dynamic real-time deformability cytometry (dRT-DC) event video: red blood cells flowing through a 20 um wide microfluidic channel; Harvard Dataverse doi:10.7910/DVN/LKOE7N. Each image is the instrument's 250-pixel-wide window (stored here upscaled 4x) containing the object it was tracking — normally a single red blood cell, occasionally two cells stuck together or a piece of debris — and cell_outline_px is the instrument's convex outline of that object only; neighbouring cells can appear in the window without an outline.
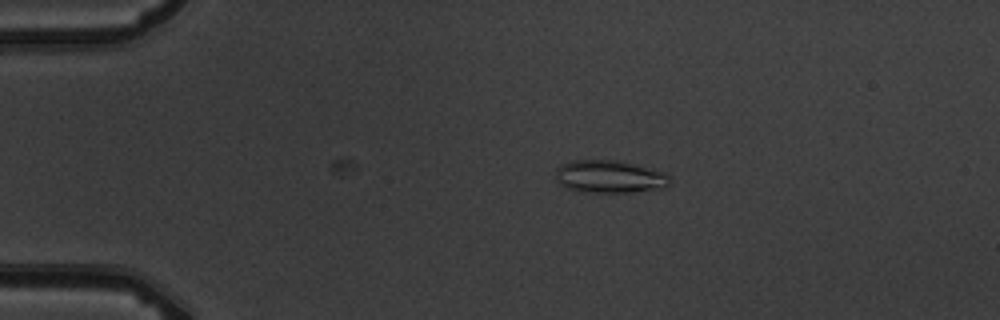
{"species": "common noctule bat (a hibernating species)", "species_latin": "Nyctalus noctula", "temperature_condition": "warm", "stored_images_in_passage": 7, "camera_frame_rate_fps": 3000, "um_per_image_px": 0.085, "animal": {"sex": "male", "body_mass_g": 19.5, "forearm_length_mm": 54.6}, "frame": {"image": 1, "passage_image": 3, "time_ms": 3.333, "image_size_px": [1000, 320], "cell_outline_px": [[672, 176], [668, 184], [664, 188], [632, 192], [580, 192], [568, 188], [560, 184], [556, 180], [556, 168], [560, 164], [572, 160], [620, 160], [668, 172]], "centroid_in_image_um": [51.85, 15.0], "position_along_channel_um": 33.2, "area_um2": 22.2}}
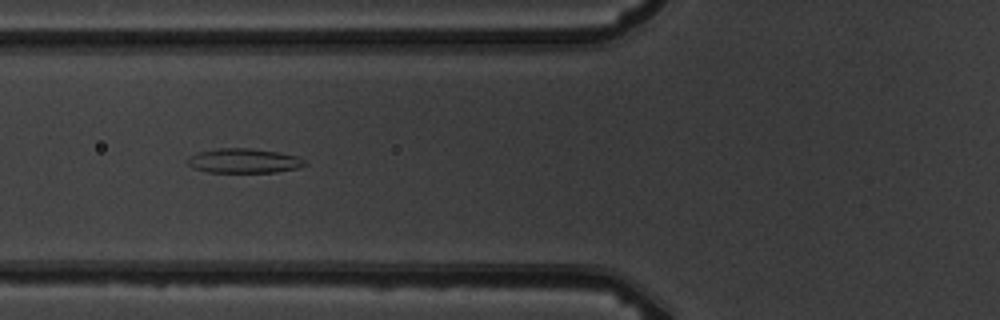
{"frame": {"image": 2, "passage_image": 6, "time_ms": 6.667, "image_size_px": [1000, 320], "cell_outline_px": [[308, 164], [300, 168], [276, 172], [208, 172], [192, 168], [188, 164], [188, 160], [196, 152], [220, 148], [252, 148], [276, 152], [296, 156], [304, 160]], "centroid_in_image_um": [20.74, 13.67], "position_along_channel_um": 105.1, "area_um2": 16.7}}
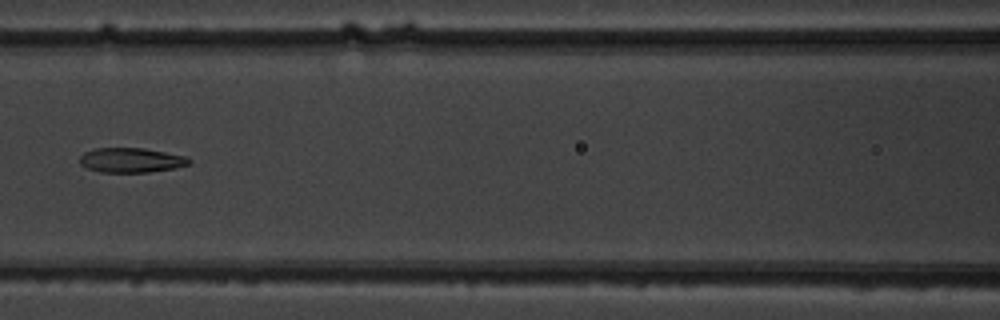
{"frame": {"image": 3, "passage_image": 7, "time_ms": 8.0, "image_size_px": [1000, 320], "cell_outline_px": [[192, 160], [188, 164], [176, 168], [148, 172], [100, 172], [88, 168], [80, 164], [80, 156], [84, 152], [96, 148], [144, 148], [184, 156]], "centroid_in_image_um": [11.13, 13.61], "position_along_channel_um": 155.5, "area_um2": 15.61}}